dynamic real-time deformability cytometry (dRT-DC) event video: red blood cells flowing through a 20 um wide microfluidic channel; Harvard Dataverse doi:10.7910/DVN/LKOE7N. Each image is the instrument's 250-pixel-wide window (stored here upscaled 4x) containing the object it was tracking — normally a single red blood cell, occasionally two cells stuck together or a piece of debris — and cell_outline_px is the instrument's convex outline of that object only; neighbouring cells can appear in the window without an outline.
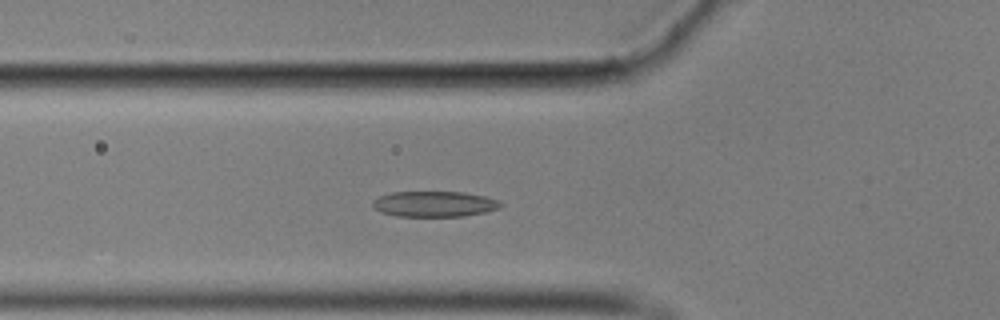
{"species": "common noctule bat (a hibernating species)", "species_latin": "Nyctalus noctula", "temperature_condition": "cold", "stored_images_in_passage": 57, "camera_frame_rate_fps": 3000, "um_per_image_px": 0.085, "animal": {"sex": "male", "body_mass_g": 17.9}, "frame": {"image": 1, "passage_image": 19, "time_ms": 6.0, "image_size_px": [1000, 320], "cell_outline_px": [[504, 204], [500, 208], [484, 212], [464, 216], [396, 216], [380, 212], [372, 204], [372, 200], [380, 196], [392, 192], [464, 192], [484, 196], [496, 200]], "centroid_in_image_um": [36.91, 17.34], "position_along_channel_um": 88.9, "area_um2": 19.02}}
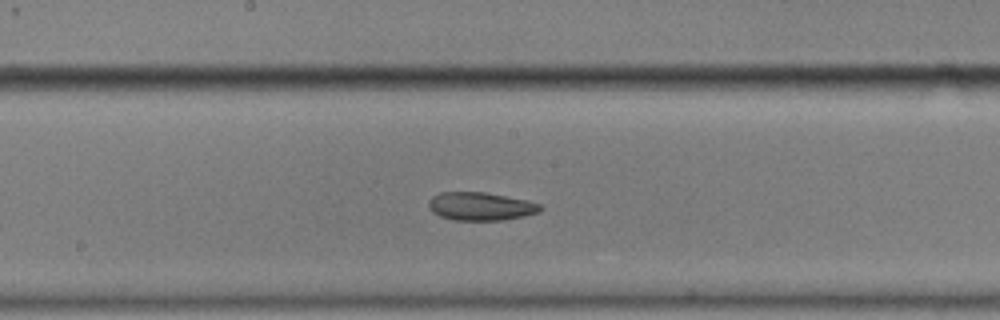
{"frame": {"image": 2, "passage_image": 29, "time_ms": 9.333, "image_size_px": [1000, 320], "cell_outline_px": [[544, 208], [540, 212], [524, 216], [504, 220], [452, 220], [440, 216], [432, 212], [428, 208], [428, 200], [432, 196], [440, 192], [484, 192], [528, 200], [540, 204]], "centroid_in_image_um": [40.85, 17.54], "position_along_channel_um": 207.4, "area_um2": 18.55}}
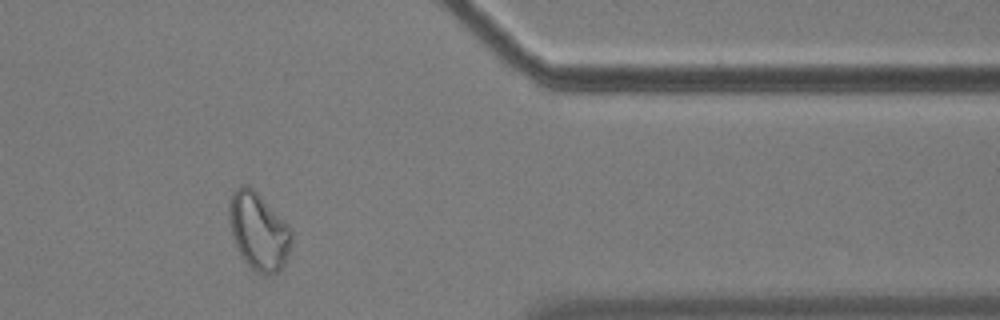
{"frame": {"image": 3, "passage_image": 46, "time_ms": 15.0, "image_size_px": [1000, 320], "cell_outline_px": [[292, 240], [284, 264], [276, 272], [268, 276], [264, 276], [256, 272], [244, 260], [232, 236], [228, 216], [228, 204], [232, 192], [240, 184], [248, 184], [260, 196], [292, 232]], "centroid_in_image_um": [21.93, 19.66], "position_along_channel_um": 389.5, "area_um2": 27.63}, "authors_computed_cell_mechanics": {"area_um2": 19.5942, "velocity_mm_per_s": 3.5354, "shape_relaxation_time_tau1_ms": null, "shape_relaxation_time_tau2_ms": 3.2095, "deformation_change_tau1": null, "deformation_change_tau2": 0.093}}